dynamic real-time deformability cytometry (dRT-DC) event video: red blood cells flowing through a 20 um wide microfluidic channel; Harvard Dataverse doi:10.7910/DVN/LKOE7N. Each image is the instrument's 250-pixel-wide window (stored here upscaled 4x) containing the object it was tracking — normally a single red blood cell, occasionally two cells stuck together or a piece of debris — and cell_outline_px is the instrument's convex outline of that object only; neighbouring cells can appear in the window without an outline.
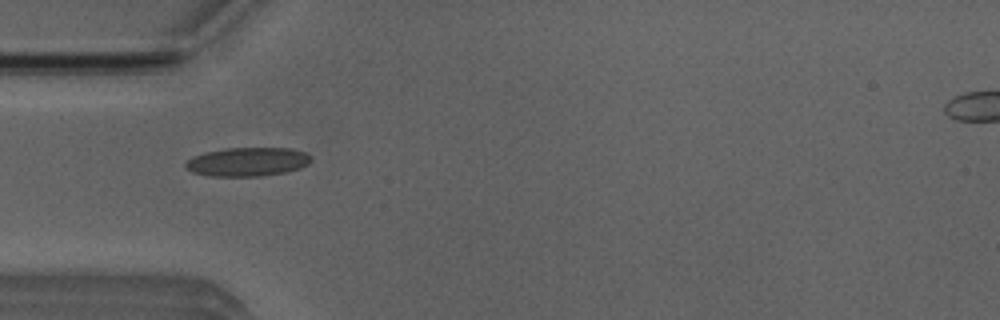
{"species": "Egyptian fruit bat (a non-hibernating species)", "species_latin": "Rousettus aegyptiacus", "temperature_condition": "room temperature", "stored_images_in_passage": 37, "camera_frame_rate_fps": 3000, "um_per_image_px": 0.085, "animal": {"sex": "male"}, "frame": {"image": 1, "passage_image": 1, "time_ms": 0.0, "image_size_px": [1000, 320], "cell_outline_px": [[312, 160], [308, 164], [300, 168], [288, 172], [260, 176], [212, 176], [192, 172], [184, 168], [184, 164], [192, 156], [204, 152], [224, 148], [292, 148], [304, 152], [312, 156]], "centroid_in_image_um": [21.04, 13.75], "position_along_channel_um": 64.0, "area_um2": 21.33}}
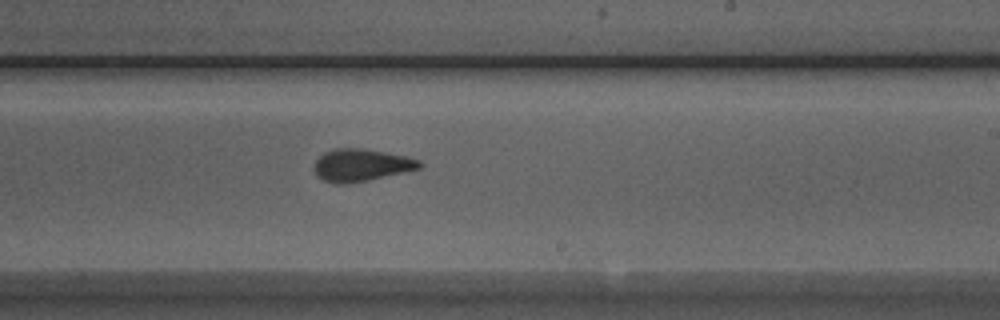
{"frame": {"image": 2, "passage_image": 16, "time_ms": 5.0, "image_size_px": [1000, 320], "cell_outline_px": [[424, 164], [420, 168], [368, 180], [348, 184], [336, 184], [324, 180], [316, 176], [312, 168], [316, 160], [324, 152], [332, 148], [364, 148], [404, 156], [420, 160]], "centroid_in_image_um": [30.65, 14.03], "position_along_channel_um": 258.4, "area_um2": 19.94}}
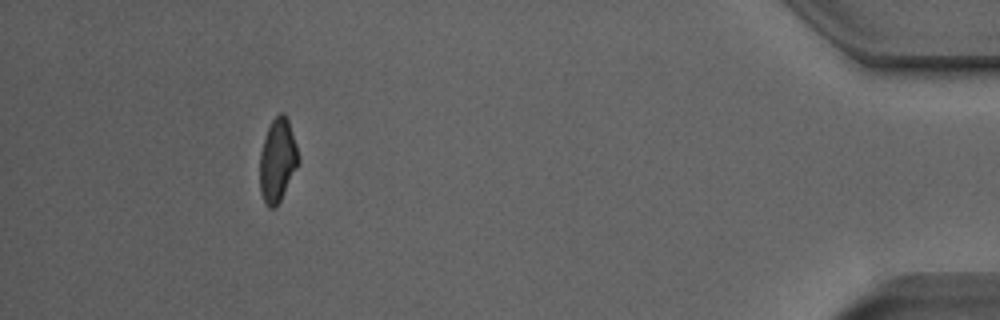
{"frame": {"image": 3, "passage_image": 33, "time_ms": 10.667, "image_size_px": [1000, 320], "cell_outline_px": [[300, 160], [276, 208], [268, 208], [260, 192], [260, 152], [268, 128], [272, 120], [280, 112], [284, 112], [288, 120], [300, 156]], "centroid_in_image_um": [23.59, 13.62], "position_along_channel_um": 411.6, "area_um2": 18.55}, "authors_computed_cell_mechanics": {"area_um2": 19.652, "velocity_mm_per_s": 3.89, "shape_relaxation_time_tau1_ms": null, "shape_relaxation_time_tau2_ms": 1.5534, "deformation_change_tau1": null, "deformation_change_tau2": 0.0819}}